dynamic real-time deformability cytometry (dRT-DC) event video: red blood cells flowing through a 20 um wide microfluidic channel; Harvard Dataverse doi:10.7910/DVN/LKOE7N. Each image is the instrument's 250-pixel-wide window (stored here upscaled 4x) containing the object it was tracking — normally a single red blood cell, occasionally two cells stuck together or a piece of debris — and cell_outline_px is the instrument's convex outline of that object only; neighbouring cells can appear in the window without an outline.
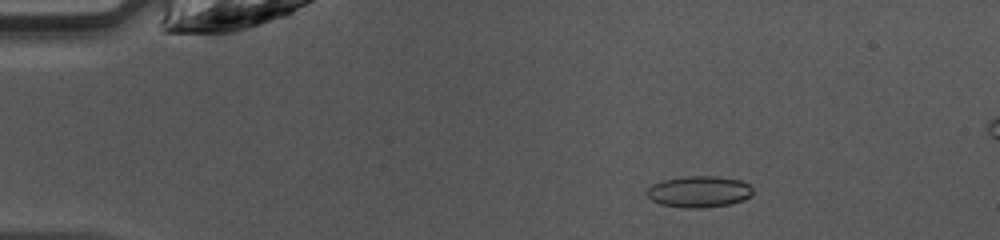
{"species": "common noctule bat (a hibernating species)", "species_latin": "Nyctalus noctula", "temperature_condition": "warm", "stored_images_in_passage": 48, "camera_frame_rate_fps": 3000, "um_per_image_px": 0.085, "animal": {"sex": "female", "body_mass_g": 10.0, "forearm_length_mm": 53.1}, "frame": {"image": 1, "passage_image": 8, "time_ms": 2.333, "image_size_px": [1000, 240], "cell_outline_px": [[752, 196], [744, 200], [728, 204], [704, 208], [684, 208], [660, 204], [652, 200], [648, 196], [648, 188], [652, 184], [664, 180], [684, 176], [716, 176], [740, 180], [748, 184], [752, 188]], "centroid_in_image_um": [59.43, 16.29], "position_along_channel_um": 25.6, "area_um2": 19.36}}
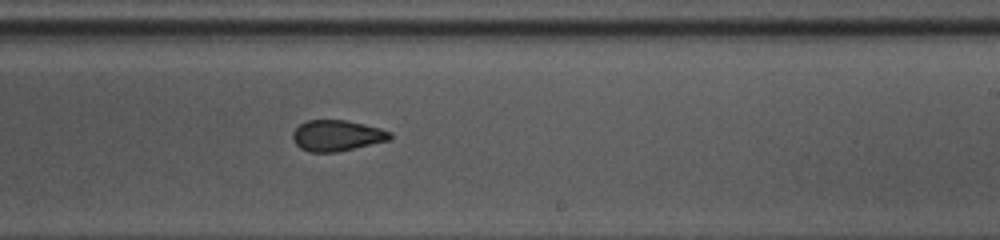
{"frame": {"image": 2, "passage_image": 29, "time_ms": 9.333, "image_size_px": [1000, 240], "cell_outline_px": [[392, 136], [388, 140], [336, 152], [308, 152], [300, 148], [292, 140], [292, 132], [300, 124], [308, 120], [344, 120], [364, 124], [380, 128], [392, 132]], "centroid_in_image_um": [28.6, 11.52], "position_along_channel_um": 260.4, "area_um2": 17.46}}
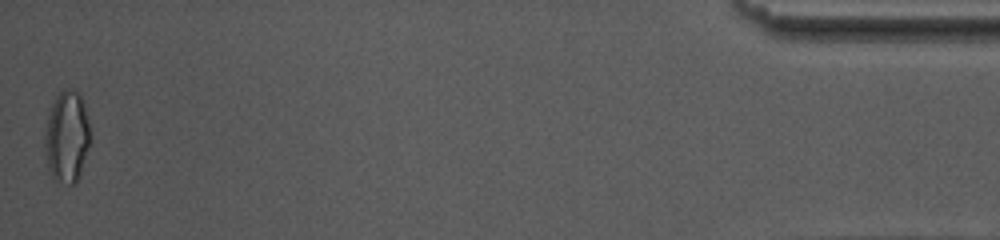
{"frame": {"image": 3, "passage_image": 47, "time_ms": 15.333, "image_size_px": [1000, 240], "cell_outline_px": [[88, 148], [80, 176], [76, 184], [68, 184], [52, 180], [48, 172], [44, 144], [44, 136], [48, 116], [52, 104], [56, 96], [64, 88], [72, 88], [80, 92], [88, 116]], "centroid_in_image_um": [5.66, 11.64], "position_along_channel_um": 429.5, "area_um2": 24.57}}